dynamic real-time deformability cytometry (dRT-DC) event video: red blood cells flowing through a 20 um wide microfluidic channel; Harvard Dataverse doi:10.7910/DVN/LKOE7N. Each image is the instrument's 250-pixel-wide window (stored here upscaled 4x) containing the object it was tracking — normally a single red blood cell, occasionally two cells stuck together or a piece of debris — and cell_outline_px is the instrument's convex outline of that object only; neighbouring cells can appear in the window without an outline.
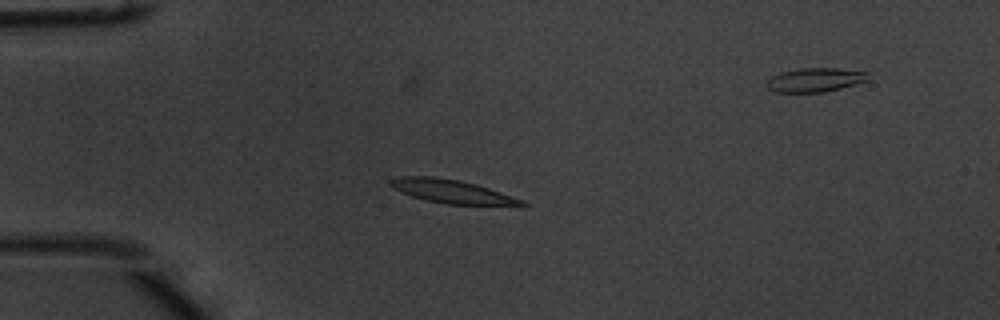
{"species": "common noctule bat (a hibernating species)", "species_latin": "Nyctalus noctula", "temperature_condition": "warm", "stored_images_in_passage": 54, "camera_frame_rate_fps": 3000, "um_per_image_px": 0.085, "animal": {"sex": "male", "body_mass_g": 20.1, "forearm_length_mm": 53.5}, "frame": {"image": 1, "passage_image": 14, "time_ms": 4.333, "image_size_px": [1000, 320], "cell_outline_px": [[528, 204], [524, 208], [520, 208], [444, 204], [412, 196], [400, 192], [392, 188], [388, 184], [392, 180], [400, 176], [432, 176], [460, 180], [476, 184], [524, 200]], "centroid_in_image_um": [38.58, 16.33], "position_along_channel_um": 46.4, "area_um2": 18.79}}
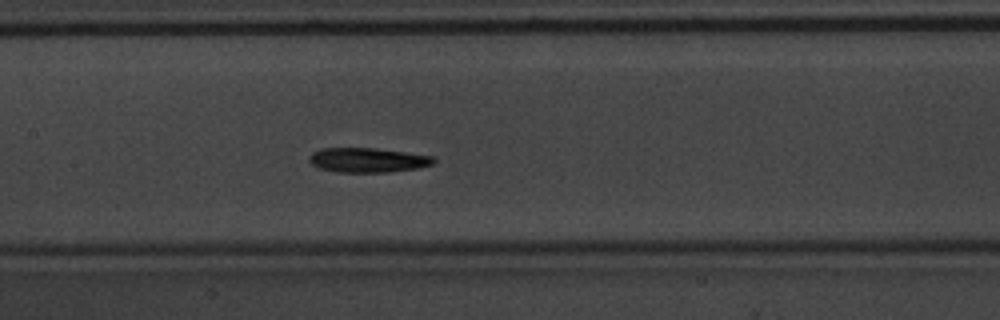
{"frame": {"image": 2, "passage_image": 26, "time_ms": 8.333, "image_size_px": [1000, 320], "cell_outline_px": [[436, 160], [432, 164], [416, 168], [388, 172], [336, 172], [320, 168], [312, 164], [308, 160], [308, 156], [312, 152], [320, 148], [376, 148], [432, 156]], "centroid_in_image_um": [31.2, 13.6], "position_along_channel_um": 176.2, "area_um2": 17.74}}
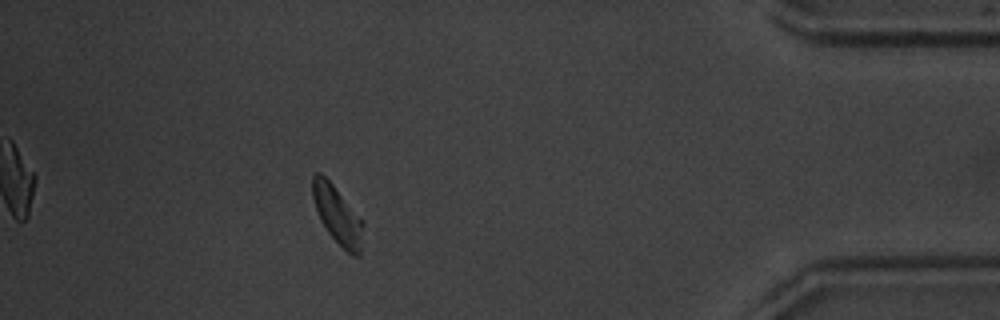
{"frame": {"image": 3, "passage_image": 48, "time_ms": 15.667, "image_size_px": [1000, 320], "cell_outline_px": [[364, 224], [360, 256], [352, 256], [328, 232], [320, 220], [312, 196], [312, 176], [316, 172], [320, 172], [332, 184], [364, 220]], "centroid_in_image_um": [28.7, 18.27], "position_along_channel_um": 406.5, "area_um2": 16.99}, "authors_computed_cell_mechanics": {"area_um2": 17.5134, "velocity_mm_per_s": 3.7582, "shape_relaxation_time_tau1_ms": 2.6709, "shape_relaxation_time_tau2_ms": 5.1611, "deformation_change_tau1": 0.1342, "deformation_change_tau2": 0.1206}}